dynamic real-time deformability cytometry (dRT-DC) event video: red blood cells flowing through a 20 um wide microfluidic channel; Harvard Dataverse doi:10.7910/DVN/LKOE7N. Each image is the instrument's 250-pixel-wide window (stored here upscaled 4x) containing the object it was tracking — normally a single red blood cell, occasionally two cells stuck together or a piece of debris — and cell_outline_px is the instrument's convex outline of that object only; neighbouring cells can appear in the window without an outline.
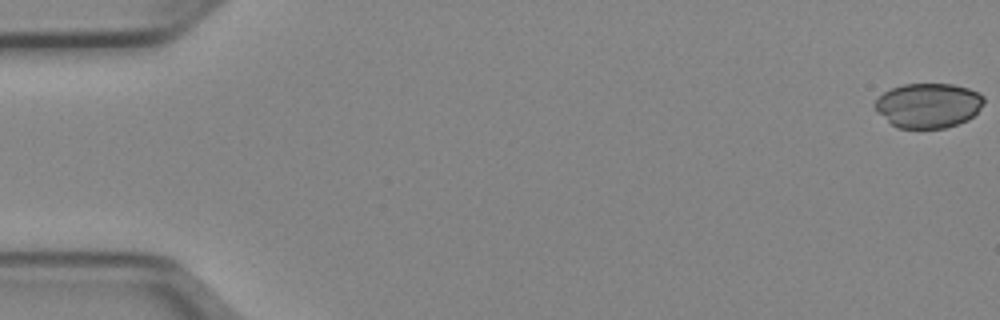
{"species": "Egyptian fruit bat (a non-hibernating species)", "species_latin": "Rousettus aegyptiacus", "temperature_condition": "cold", "stored_images_in_passage": 52, "camera_frame_rate_fps": 3000, "um_per_image_px": 0.085, "animal": {"sex": "female"}, "frame": {"image": 1, "passage_image": 1, "time_ms": 0.0, "image_size_px": [1000, 320], "cell_outline_px": [[984, 104], [968, 120], [944, 128], [896, 128], [872, 104], [884, 92], [892, 88], [904, 84], [952, 84], [968, 88], [984, 96]], "centroid_in_image_um": [78.92, 8.95], "position_along_channel_um": 6.1, "area_um2": 28.09}}
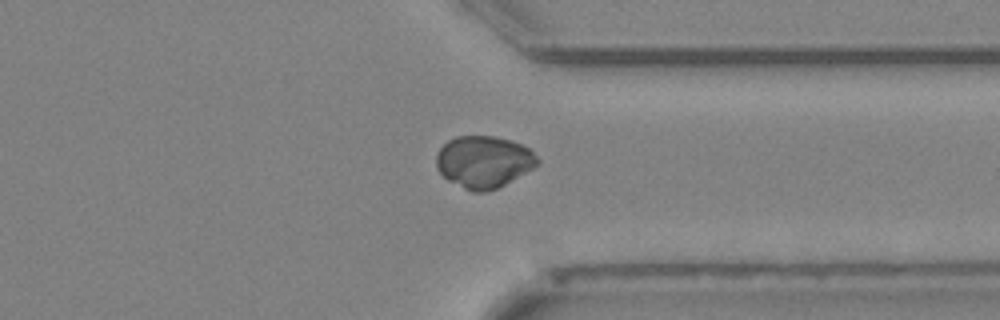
{"frame": {"image": 2, "passage_image": 40, "time_ms": 13.0, "image_size_px": [1000, 320], "cell_outline_px": [[540, 164], [504, 184], [488, 192], [472, 192], [448, 180], [436, 168], [436, 152], [448, 140], [456, 136], [496, 136], [512, 140], [528, 148], [540, 160]], "centroid_in_image_um": [41.1, 13.74], "position_along_channel_um": 370.3, "area_um2": 30.63}}
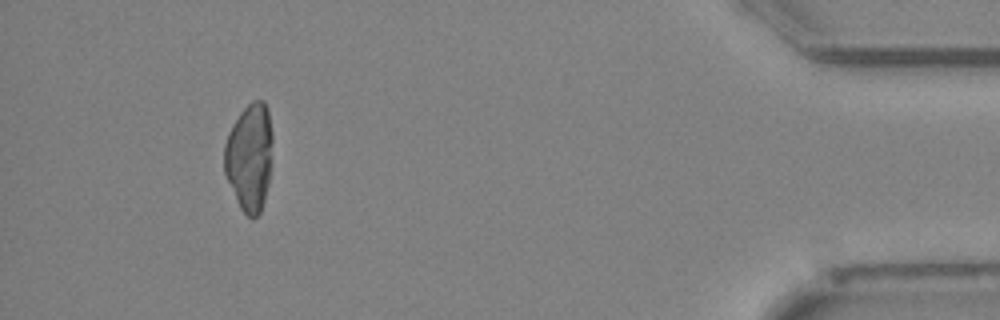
{"frame": {"image": 3, "passage_image": 48, "time_ms": 15.667, "image_size_px": [1000, 320], "cell_outline_px": [[272, 140], [268, 184], [264, 200], [260, 212], [252, 220], [240, 208], [224, 172], [224, 144], [228, 132], [232, 124], [240, 112], [252, 100], [264, 100], [268, 108], [272, 132]], "centroid_in_image_um": [21.2, 13.32], "position_along_channel_um": 414.0, "area_um2": 30.35}}